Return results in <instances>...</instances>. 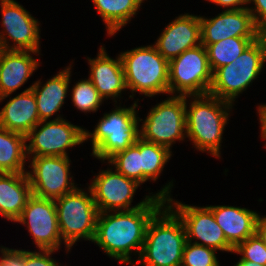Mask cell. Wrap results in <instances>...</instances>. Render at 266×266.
Returning <instances> with one entry per match:
<instances>
[{
	"instance_id": "cell-35",
	"label": "cell",
	"mask_w": 266,
	"mask_h": 266,
	"mask_svg": "<svg viewBox=\"0 0 266 266\" xmlns=\"http://www.w3.org/2000/svg\"><path fill=\"white\" fill-rule=\"evenodd\" d=\"M214 3L216 6L225 8L224 10H239L248 8L250 5L249 0H206ZM246 5V6H244Z\"/></svg>"
},
{
	"instance_id": "cell-31",
	"label": "cell",
	"mask_w": 266,
	"mask_h": 266,
	"mask_svg": "<svg viewBox=\"0 0 266 266\" xmlns=\"http://www.w3.org/2000/svg\"><path fill=\"white\" fill-rule=\"evenodd\" d=\"M233 252L242 255L239 260H248L266 266V246L256 233L240 243Z\"/></svg>"
},
{
	"instance_id": "cell-3",
	"label": "cell",
	"mask_w": 266,
	"mask_h": 266,
	"mask_svg": "<svg viewBox=\"0 0 266 266\" xmlns=\"http://www.w3.org/2000/svg\"><path fill=\"white\" fill-rule=\"evenodd\" d=\"M233 106L210 94L186 96V137L197 151L220 158L222 137Z\"/></svg>"
},
{
	"instance_id": "cell-9",
	"label": "cell",
	"mask_w": 266,
	"mask_h": 266,
	"mask_svg": "<svg viewBox=\"0 0 266 266\" xmlns=\"http://www.w3.org/2000/svg\"><path fill=\"white\" fill-rule=\"evenodd\" d=\"M140 127V137L148 142L171 147L186 138V96L170 95L152 107Z\"/></svg>"
},
{
	"instance_id": "cell-22",
	"label": "cell",
	"mask_w": 266,
	"mask_h": 266,
	"mask_svg": "<svg viewBox=\"0 0 266 266\" xmlns=\"http://www.w3.org/2000/svg\"><path fill=\"white\" fill-rule=\"evenodd\" d=\"M71 68L72 65L70 64L64 70H60L43 85L40 80L32 84L31 90L36 97L40 121L50 120L49 118L60 111L65 103L64 101L68 96L67 92L71 82Z\"/></svg>"
},
{
	"instance_id": "cell-23",
	"label": "cell",
	"mask_w": 266,
	"mask_h": 266,
	"mask_svg": "<svg viewBox=\"0 0 266 266\" xmlns=\"http://www.w3.org/2000/svg\"><path fill=\"white\" fill-rule=\"evenodd\" d=\"M32 196L30 181L25 173H0V215L15 222Z\"/></svg>"
},
{
	"instance_id": "cell-27",
	"label": "cell",
	"mask_w": 266,
	"mask_h": 266,
	"mask_svg": "<svg viewBox=\"0 0 266 266\" xmlns=\"http://www.w3.org/2000/svg\"><path fill=\"white\" fill-rule=\"evenodd\" d=\"M258 38L231 37L219 42L203 45L206 48L212 72L217 68L230 64Z\"/></svg>"
},
{
	"instance_id": "cell-24",
	"label": "cell",
	"mask_w": 266,
	"mask_h": 266,
	"mask_svg": "<svg viewBox=\"0 0 266 266\" xmlns=\"http://www.w3.org/2000/svg\"><path fill=\"white\" fill-rule=\"evenodd\" d=\"M145 0H92L97 12L105 24L108 36L127 25L137 15Z\"/></svg>"
},
{
	"instance_id": "cell-29",
	"label": "cell",
	"mask_w": 266,
	"mask_h": 266,
	"mask_svg": "<svg viewBox=\"0 0 266 266\" xmlns=\"http://www.w3.org/2000/svg\"><path fill=\"white\" fill-rule=\"evenodd\" d=\"M71 93L74 106L84 113L97 112L104 101L89 78L79 80L73 85Z\"/></svg>"
},
{
	"instance_id": "cell-32",
	"label": "cell",
	"mask_w": 266,
	"mask_h": 266,
	"mask_svg": "<svg viewBox=\"0 0 266 266\" xmlns=\"http://www.w3.org/2000/svg\"><path fill=\"white\" fill-rule=\"evenodd\" d=\"M54 252L55 250H24V266H62L51 257Z\"/></svg>"
},
{
	"instance_id": "cell-17",
	"label": "cell",
	"mask_w": 266,
	"mask_h": 266,
	"mask_svg": "<svg viewBox=\"0 0 266 266\" xmlns=\"http://www.w3.org/2000/svg\"><path fill=\"white\" fill-rule=\"evenodd\" d=\"M201 44L200 15L185 13L168 23L153 45L165 59L170 61L184 51Z\"/></svg>"
},
{
	"instance_id": "cell-6",
	"label": "cell",
	"mask_w": 266,
	"mask_h": 266,
	"mask_svg": "<svg viewBox=\"0 0 266 266\" xmlns=\"http://www.w3.org/2000/svg\"><path fill=\"white\" fill-rule=\"evenodd\" d=\"M265 62L266 36H261L234 61L213 72L209 94L234 105L236 98L261 74Z\"/></svg>"
},
{
	"instance_id": "cell-25",
	"label": "cell",
	"mask_w": 266,
	"mask_h": 266,
	"mask_svg": "<svg viewBox=\"0 0 266 266\" xmlns=\"http://www.w3.org/2000/svg\"><path fill=\"white\" fill-rule=\"evenodd\" d=\"M26 158V136L0 127V173L27 172Z\"/></svg>"
},
{
	"instance_id": "cell-12",
	"label": "cell",
	"mask_w": 266,
	"mask_h": 266,
	"mask_svg": "<svg viewBox=\"0 0 266 266\" xmlns=\"http://www.w3.org/2000/svg\"><path fill=\"white\" fill-rule=\"evenodd\" d=\"M32 158V159H31ZM27 171L32 195L56 200L77 187L70 172L71 160L65 156L30 157Z\"/></svg>"
},
{
	"instance_id": "cell-16",
	"label": "cell",
	"mask_w": 266,
	"mask_h": 266,
	"mask_svg": "<svg viewBox=\"0 0 266 266\" xmlns=\"http://www.w3.org/2000/svg\"><path fill=\"white\" fill-rule=\"evenodd\" d=\"M201 43L210 45L231 37L259 38L254 18L248 8L224 10L217 16H200Z\"/></svg>"
},
{
	"instance_id": "cell-21",
	"label": "cell",
	"mask_w": 266,
	"mask_h": 266,
	"mask_svg": "<svg viewBox=\"0 0 266 266\" xmlns=\"http://www.w3.org/2000/svg\"><path fill=\"white\" fill-rule=\"evenodd\" d=\"M32 85L11 98L0 110V127L26 136L39 122Z\"/></svg>"
},
{
	"instance_id": "cell-8",
	"label": "cell",
	"mask_w": 266,
	"mask_h": 266,
	"mask_svg": "<svg viewBox=\"0 0 266 266\" xmlns=\"http://www.w3.org/2000/svg\"><path fill=\"white\" fill-rule=\"evenodd\" d=\"M113 166L107 170H100L97 175L91 180L90 188L93 200L98 208L99 213L111 211H128L142 206H145L153 197L161 200H167L171 197V188L173 181L168 182L157 193H149L145 198L131 206L134 198V193L140 186L138 182L127 178L119 173ZM152 194V195H151Z\"/></svg>"
},
{
	"instance_id": "cell-39",
	"label": "cell",
	"mask_w": 266,
	"mask_h": 266,
	"mask_svg": "<svg viewBox=\"0 0 266 266\" xmlns=\"http://www.w3.org/2000/svg\"><path fill=\"white\" fill-rule=\"evenodd\" d=\"M3 48H2V46L0 45V56H1V54H2V52H3Z\"/></svg>"
},
{
	"instance_id": "cell-11",
	"label": "cell",
	"mask_w": 266,
	"mask_h": 266,
	"mask_svg": "<svg viewBox=\"0 0 266 266\" xmlns=\"http://www.w3.org/2000/svg\"><path fill=\"white\" fill-rule=\"evenodd\" d=\"M83 142H85V129L57 115L53 120L40 121L26 135L27 160L30 156L69 157L67 149H72Z\"/></svg>"
},
{
	"instance_id": "cell-18",
	"label": "cell",
	"mask_w": 266,
	"mask_h": 266,
	"mask_svg": "<svg viewBox=\"0 0 266 266\" xmlns=\"http://www.w3.org/2000/svg\"><path fill=\"white\" fill-rule=\"evenodd\" d=\"M87 60L90 65L88 78L104 100L111 98L116 104L122 92L127 89L120 55L113 59L104 46H100L97 57H87Z\"/></svg>"
},
{
	"instance_id": "cell-33",
	"label": "cell",
	"mask_w": 266,
	"mask_h": 266,
	"mask_svg": "<svg viewBox=\"0 0 266 266\" xmlns=\"http://www.w3.org/2000/svg\"><path fill=\"white\" fill-rule=\"evenodd\" d=\"M254 7H248V10L254 18V22L258 32L262 36H266V0H249Z\"/></svg>"
},
{
	"instance_id": "cell-28",
	"label": "cell",
	"mask_w": 266,
	"mask_h": 266,
	"mask_svg": "<svg viewBox=\"0 0 266 266\" xmlns=\"http://www.w3.org/2000/svg\"><path fill=\"white\" fill-rule=\"evenodd\" d=\"M119 173L141 185L140 138L127 149L116 153L108 161Z\"/></svg>"
},
{
	"instance_id": "cell-7",
	"label": "cell",
	"mask_w": 266,
	"mask_h": 266,
	"mask_svg": "<svg viewBox=\"0 0 266 266\" xmlns=\"http://www.w3.org/2000/svg\"><path fill=\"white\" fill-rule=\"evenodd\" d=\"M87 190L88 193L77 187L55 200L59 232L67 253L79 240L93 242L95 237L99 211L90 188Z\"/></svg>"
},
{
	"instance_id": "cell-38",
	"label": "cell",
	"mask_w": 266,
	"mask_h": 266,
	"mask_svg": "<svg viewBox=\"0 0 266 266\" xmlns=\"http://www.w3.org/2000/svg\"><path fill=\"white\" fill-rule=\"evenodd\" d=\"M234 266H263V265L248 260H238V262Z\"/></svg>"
},
{
	"instance_id": "cell-19",
	"label": "cell",
	"mask_w": 266,
	"mask_h": 266,
	"mask_svg": "<svg viewBox=\"0 0 266 266\" xmlns=\"http://www.w3.org/2000/svg\"><path fill=\"white\" fill-rule=\"evenodd\" d=\"M27 50H3L0 56V102L21 88L33 75L40 62Z\"/></svg>"
},
{
	"instance_id": "cell-14",
	"label": "cell",
	"mask_w": 266,
	"mask_h": 266,
	"mask_svg": "<svg viewBox=\"0 0 266 266\" xmlns=\"http://www.w3.org/2000/svg\"><path fill=\"white\" fill-rule=\"evenodd\" d=\"M2 31L0 45L5 50H27L40 53V28L23 5L15 0H0ZM12 40L13 44H9Z\"/></svg>"
},
{
	"instance_id": "cell-15",
	"label": "cell",
	"mask_w": 266,
	"mask_h": 266,
	"mask_svg": "<svg viewBox=\"0 0 266 266\" xmlns=\"http://www.w3.org/2000/svg\"><path fill=\"white\" fill-rule=\"evenodd\" d=\"M16 222L26 225L38 249L58 251L64 244L59 232L55 200L32 195Z\"/></svg>"
},
{
	"instance_id": "cell-20",
	"label": "cell",
	"mask_w": 266,
	"mask_h": 266,
	"mask_svg": "<svg viewBox=\"0 0 266 266\" xmlns=\"http://www.w3.org/2000/svg\"><path fill=\"white\" fill-rule=\"evenodd\" d=\"M207 207L212 211L226 240L234 249L255 234L256 221L259 216L256 211L229 205H210Z\"/></svg>"
},
{
	"instance_id": "cell-13",
	"label": "cell",
	"mask_w": 266,
	"mask_h": 266,
	"mask_svg": "<svg viewBox=\"0 0 266 266\" xmlns=\"http://www.w3.org/2000/svg\"><path fill=\"white\" fill-rule=\"evenodd\" d=\"M166 204L182 220L188 242L193 241L192 243L203 245L216 251L233 253L234 248L226 240L223 230L217 224L212 211L207 206H191L172 197L166 200Z\"/></svg>"
},
{
	"instance_id": "cell-30",
	"label": "cell",
	"mask_w": 266,
	"mask_h": 266,
	"mask_svg": "<svg viewBox=\"0 0 266 266\" xmlns=\"http://www.w3.org/2000/svg\"><path fill=\"white\" fill-rule=\"evenodd\" d=\"M181 266H220V264L216 257V250L187 241Z\"/></svg>"
},
{
	"instance_id": "cell-26",
	"label": "cell",
	"mask_w": 266,
	"mask_h": 266,
	"mask_svg": "<svg viewBox=\"0 0 266 266\" xmlns=\"http://www.w3.org/2000/svg\"><path fill=\"white\" fill-rule=\"evenodd\" d=\"M141 185L147 181H156L165 165L172 157L167 147L143 140L140 137Z\"/></svg>"
},
{
	"instance_id": "cell-34",
	"label": "cell",
	"mask_w": 266,
	"mask_h": 266,
	"mask_svg": "<svg viewBox=\"0 0 266 266\" xmlns=\"http://www.w3.org/2000/svg\"><path fill=\"white\" fill-rule=\"evenodd\" d=\"M0 266H24V250L0 247Z\"/></svg>"
},
{
	"instance_id": "cell-10",
	"label": "cell",
	"mask_w": 266,
	"mask_h": 266,
	"mask_svg": "<svg viewBox=\"0 0 266 266\" xmlns=\"http://www.w3.org/2000/svg\"><path fill=\"white\" fill-rule=\"evenodd\" d=\"M212 80L213 72L202 44L169 61V95L209 94Z\"/></svg>"
},
{
	"instance_id": "cell-1",
	"label": "cell",
	"mask_w": 266,
	"mask_h": 266,
	"mask_svg": "<svg viewBox=\"0 0 266 266\" xmlns=\"http://www.w3.org/2000/svg\"><path fill=\"white\" fill-rule=\"evenodd\" d=\"M165 203L153 197L145 206L133 210L99 213L93 243L109 258L133 265L132 252L139 258L147 225Z\"/></svg>"
},
{
	"instance_id": "cell-2",
	"label": "cell",
	"mask_w": 266,
	"mask_h": 266,
	"mask_svg": "<svg viewBox=\"0 0 266 266\" xmlns=\"http://www.w3.org/2000/svg\"><path fill=\"white\" fill-rule=\"evenodd\" d=\"M187 242L179 216L165 203L150 219L145 240L134 266H181Z\"/></svg>"
},
{
	"instance_id": "cell-36",
	"label": "cell",
	"mask_w": 266,
	"mask_h": 266,
	"mask_svg": "<svg viewBox=\"0 0 266 266\" xmlns=\"http://www.w3.org/2000/svg\"><path fill=\"white\" fill-rule=\"evenodd\" d=\"M257 113L259 115L261 139L266 140V104H261L257 107ZM266 147V143L265 146Z\"/></svg>"
},
{
	"instance_id": "cell-5",
	"label": "cell",
	"mask_w": 266,
	"mask_h": 266,
	"mask_svg": "<svg viewBox=\"0 0 266 266\" xmlns=\"http://www.w3.org/2000/svg\"><path fill=\"white\" fill-rule=\"evenodd\" d=\"M125 83L132 95L144 94L153 97L169 94V61L152 45L136 47L120 54Z\"/></svg>"
},
{
	"instance_id": "cell-37",
	"label": "cell",
	"mask_w": 266,
	"mask_h": 266,
	"mask_svg": "<svg viewBox=\"0 0 266 266\" xmlns=\"http://www.w3.org/2000/svg\"><path fill=\"white\" fill-rule=\"evenodd\" d=\"M255 233L262 240L263 244L266 246V216H258L256 221Z\"/></svg>"
},
{
	"instance_id": "cell-4",
	"label": "cell",
	"mask_w": 266,
	"mask_h": 266,
	"mask_svg": "<svg viewBox=\"0 0 266 266\" xmlns=\"http://www.w3.org/2000/svg\"><path fill=\"white\" fill-rule=\"evenodd\" d=\"M138 101L130 107L115 104L114 110L99 119L93 132L85 130V141L91 139L93 157L106 163L116 153L137 142L140 138Z\"/></svg>"
}]
</instances>
